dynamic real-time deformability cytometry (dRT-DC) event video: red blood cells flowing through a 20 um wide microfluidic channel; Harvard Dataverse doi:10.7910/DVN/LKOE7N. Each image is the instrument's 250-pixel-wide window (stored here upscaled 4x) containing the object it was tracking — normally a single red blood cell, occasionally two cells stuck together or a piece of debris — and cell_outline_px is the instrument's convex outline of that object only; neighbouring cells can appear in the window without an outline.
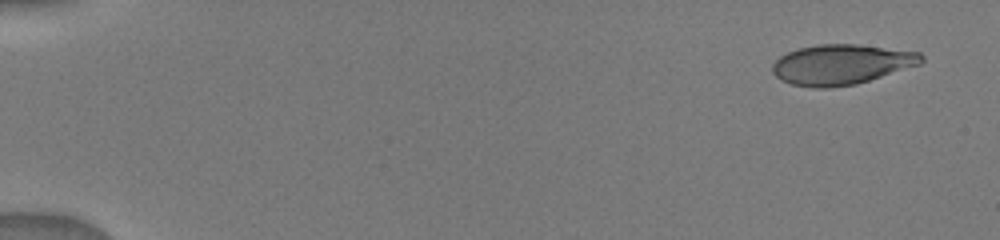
{"species": "human", "species_latin": "Homo sapiens", "temperature_condition": "warm", "stored_images_in_passage": 8, "camera_frame_rate_fps": 3000, "um_per_image_px": 0.085, "donor": {"sex": "male"}, "frame": {"image": 1, "passage_image": 1, "time_ms": 0.0, "image_size_px": [1000, 240], "cell_outline_px": [[924, 60], [920, 64], [856, 84], [828, 88], [812, 88], [792, 84], [780, 80], [772, 72], [772, 64], [780, 56], [788, 52], [800, 48], [820, 44], [856, 44], [920, 52], [924, 56]], "centroid_in_image_um": [71.5, 5.48], "position_along_channel_um": 13.5, "area_um2": 34.74}}
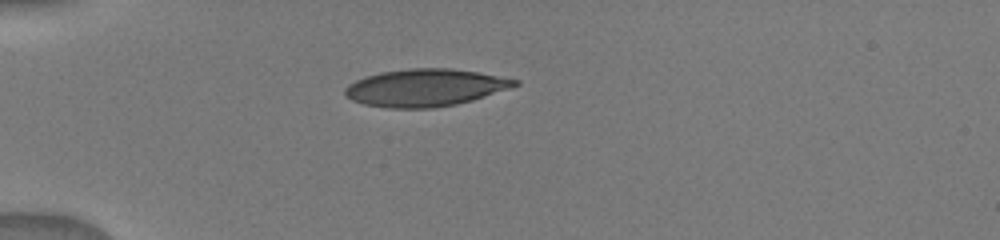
{"frame": {"image": 2, "passage_image": 6, "time_ms": 4.0, "image_size_px": [1000, 240], "cell_outline_px": [[520, 84], [472, 100], [456, 104], [432, 108], [388, 108], [364, 104], [352, 100], [344, 96], [344, 88], [348, 84], [364, 76], [380, 72], [408, 68], [452, 68], [476, 72], [520, 80]], "centroid_in_image_um": [36.08, 7.45], "position_along_channel_um": 48.9, "area_um2": 36.93}}
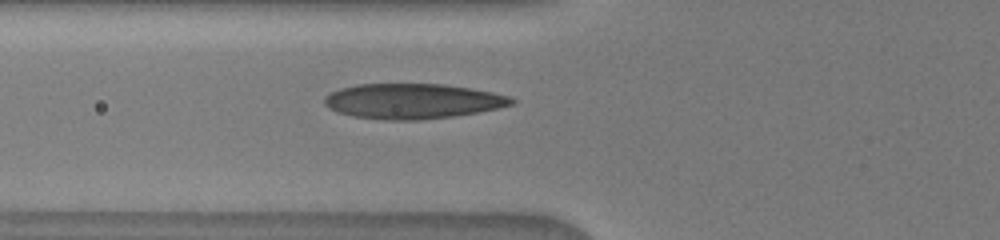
{"frame": {"image": 3, "passage_image": 8, "time_ms": 5.667, "image_size_px": [1000, 240], "cell_outline_px": [[516, 100], [512, 104], [496, 108], [476, 112], [452, 116], [420, 120], [388, 120], [352, 116], [336, 112], [328, 108], [324, 104], [324, 96], [340, 88], [356, 84], [444, 84], [472, 88], [492, 92], [508, 96]], "centroid_in_image_um": [35.02, 8.59], "position_along_channel_um": 90.8, "area_um2": 38.26}}